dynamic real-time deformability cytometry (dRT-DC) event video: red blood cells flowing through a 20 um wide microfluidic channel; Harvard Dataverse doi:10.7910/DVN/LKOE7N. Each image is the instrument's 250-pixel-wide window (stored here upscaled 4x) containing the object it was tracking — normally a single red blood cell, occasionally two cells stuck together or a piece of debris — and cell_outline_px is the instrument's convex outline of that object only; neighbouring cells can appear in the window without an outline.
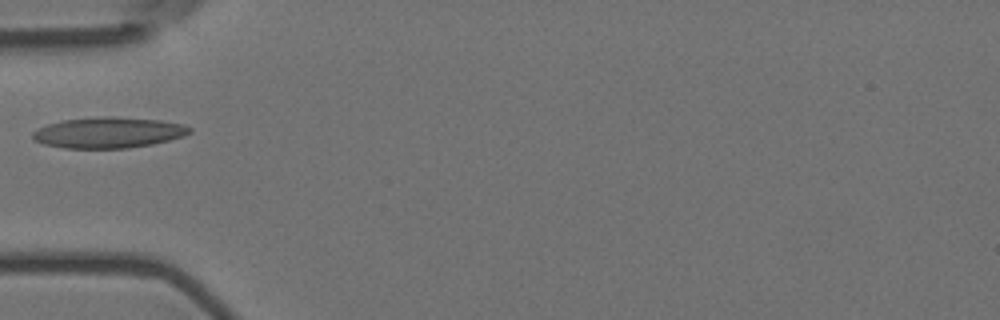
{"species": "Egyptian fruit bat (a non-hibernating species)", "species_latin": "Rousettus aegyptiacus", "temperature_condition": "room temperature", "stored_images_in_passage": 4, "camera_frame_rate_fps": 3000, "um_per_image_px": 0.085, "animal": {"sex": "female"}, "frame": {"image": 1, "passage_image": 3, "time_ms": 0.667, "image_size_px": [1000, 320], "cell_outline_px": [[192, 132], [184, 136], [152, 144], [128, 148], [64, 148], [44, 144], [32, 140], [32, 132], [48, 124], [64, 120], [100, 116], [112, 116], [160, 120], [184, 124], [192, 128]], "centroid_in_image_um": [9.23, 11.27], "position_along_channel_um": 75.8, "area_um2": 28.26}}
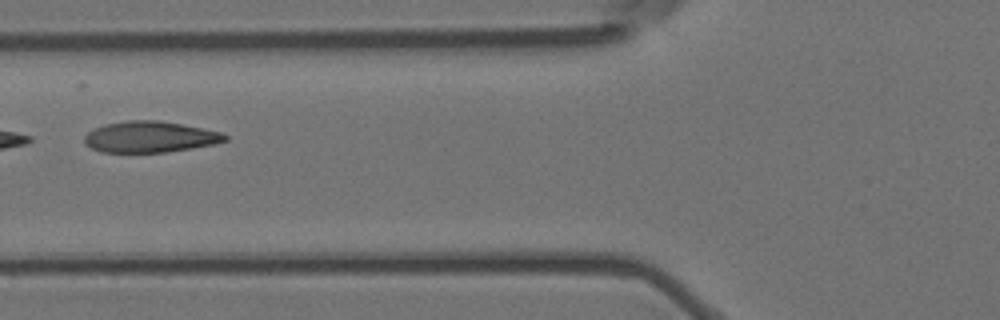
{"frame": {"image": 2, "passage_image": 4, "time_ms": 1.0, "image_size_px": [1000, 320], "cell_outline_px": [[228, 140], [216, 144], [164, 152], [100, 152], [84, 144], [84, 136], [88, 132], [104, 124], [128, 120], [160, 120], [220, 132], [228, 136]], "centroid_in_image_um": [12.72, 11.63], "position_along_channel_um": 113.1, "area_um2": 25.37}}